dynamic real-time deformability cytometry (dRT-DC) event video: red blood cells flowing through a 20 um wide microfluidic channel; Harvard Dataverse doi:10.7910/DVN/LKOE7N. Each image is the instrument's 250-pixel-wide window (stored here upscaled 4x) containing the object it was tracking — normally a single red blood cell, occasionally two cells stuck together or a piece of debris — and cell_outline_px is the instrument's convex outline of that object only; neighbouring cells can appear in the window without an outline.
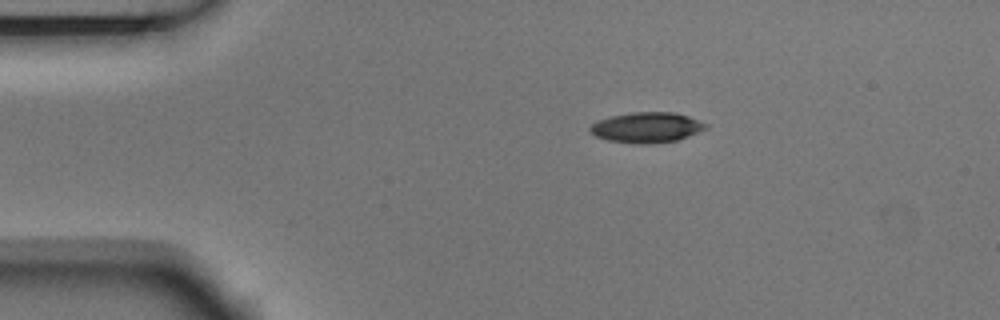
{"species": "Egyptian fruit bat (a non-hibernating species)", "species_latin": "Rousettus aegyptiacus", "temperature_condition": "room temperature", "stored_images_in_passage": 6, "camera_frame_rate_fps": 3000, "um_per_image_px": 0.085, "animal": {"sex": "male"}, "frame": {"image": 1, "passage_image": 6, "time_ms": 1.667, "image_size_px": [1000, 320], "cell_outline_px": [[708, 128], [688, 136], [676, 140], [652, 144], [640, 144], [608, 140], [596, 136], [588, 132], [588, 128], [596, 120], [608, 116], [632, 112], [676, 112], [688, 116], [708, 124]], "centroid_in_image_um": [54.94, 10.82], "position_along_channel_um": 30.1, "area_um2": 20.69}}